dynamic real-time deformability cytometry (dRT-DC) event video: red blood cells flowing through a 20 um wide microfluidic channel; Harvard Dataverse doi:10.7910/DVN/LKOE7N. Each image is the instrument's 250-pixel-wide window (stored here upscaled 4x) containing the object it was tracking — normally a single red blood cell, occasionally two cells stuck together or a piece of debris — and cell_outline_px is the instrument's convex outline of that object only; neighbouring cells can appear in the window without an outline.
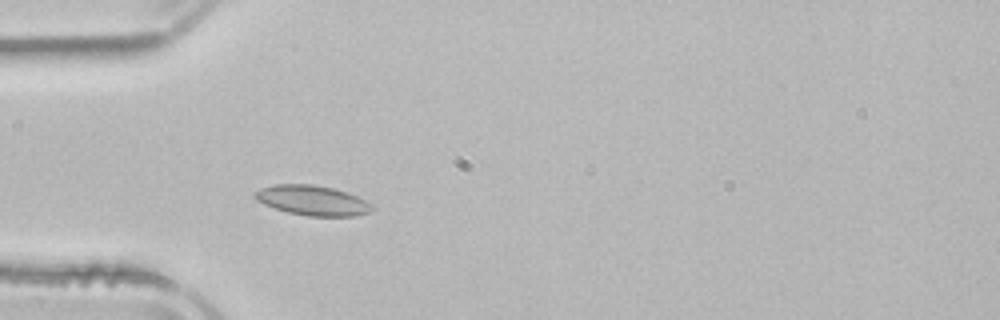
{"species": "common noctule bat (a hibernating species)", "species_latin": "Nyctalus noctula", "temperature_condition": "room temperature", "stored_images_in_passage": 3, "camera_frame_rate_fps": 3000, "um_per_image_px": 0.085, "animal": {"sex": "male", "body_mass_g": 21.5, "forearm_length_mm": 52.0}, "frame": {"image": 1, "passage_image": 3, "time_ms": 3.0, "image_size_px": [1000, 320], "cell_outline_px": [[376, 208], [372, 212], [352, 216], [308, 216], [288, 212], [264, 204], [256, 200], [252, 196], [252, 192], [260, 188], [276, 184], [312, 184], [332, 188], [356, 196], [372, 204]], "centroid_in_image_um": [26.54, 17.03], "position_along_channel_um": 58.5, "area_um2": 20.46}}